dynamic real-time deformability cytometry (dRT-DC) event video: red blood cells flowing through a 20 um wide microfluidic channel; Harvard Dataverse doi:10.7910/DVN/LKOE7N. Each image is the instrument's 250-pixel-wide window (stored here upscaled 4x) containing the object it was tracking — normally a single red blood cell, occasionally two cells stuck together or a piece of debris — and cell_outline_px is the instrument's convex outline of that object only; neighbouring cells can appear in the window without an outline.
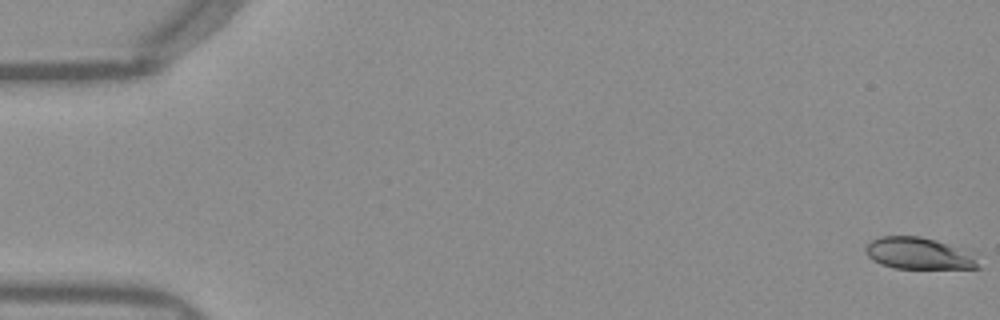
{"species": "Egyptian fruit bat (a non-hibernating species)", "species_latin": "Rousettus aegyptiacus", "temperature_condition": "warm", "stored_images_in_passage": 52, "camera_frame_rate_fps": 3000, "um_per_image_px": 0.085, "frame": {"image": 1, "passage_image": 1, "time_ms": 0.0, "image_size_px": [1000, 320], "cell_outline_px": [[980, 268], [892, 268], [880, 264], [872, 260], [864, 252], [864, 248], [872, 240], [880, 236], [920, 236], [972, 248], [976, 252]], "centroid_in_image_um": [78.2, 21.52], "position_along_channel_um": 6.8, "area_um2": 21.68}}
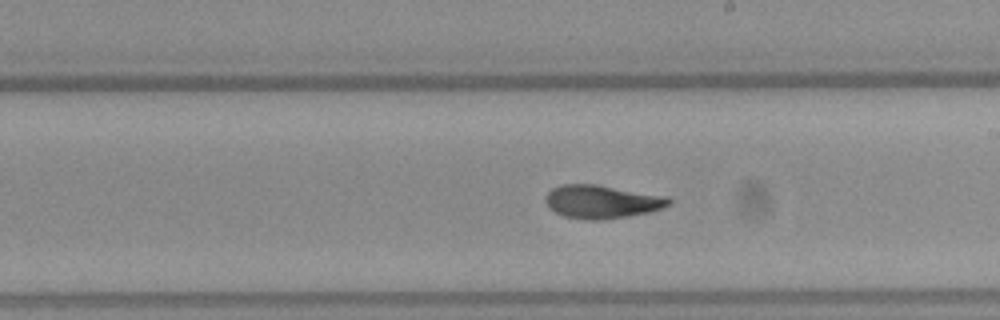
{"frame": {"image": 2, "passage_image": 30, "time_ms": 9.667, "image_size_px": [1000, 320], "cell_outline_px": [[672, 204], [652, 212], [628, 216], [600, 220], [588, 220], [564, 216], [548, 208], [544, 200], [544, 196], [552, 188], [560, 184], [596, 184], [668, 196], [672, 200]], "centroid_in_image_um": [51.16, 17.14], "position_along_channel_um": 237.8, "area_um2": 24.28}}
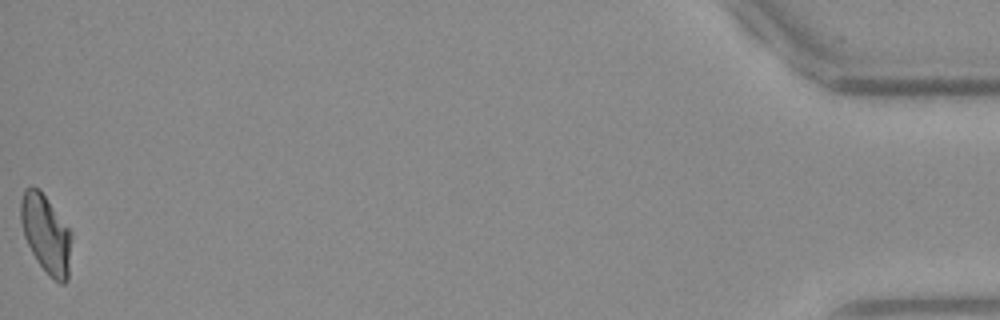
{"frame": {"image": 3, "passage_image": 52, "time_ms": 17.0, "image_size_px": [1000, 320], "cell_outline_px": [[72, 236], [68, 280], [64, 284], [60, 284], [36, 260], [24, 236], [20, 220], [20, 200], [24, 188], [40, 188], [72, 232]], "centroid_in_image_um": [3.92, 19.85], "position_along_channel_um": 431.3, "area_um2": 23.18}, "authors_computed_cell_mechanics": {"area_um2": 23.0333, "velocity_mm_per_s": 3.972, "shape_relaxation_time_tau1_ms": 6.691, "shape_relaxation_time_tau2_ms": 1.7869, "deformation_change_tau1": 0.206, "deformation_change_tau2": 0.0709}}